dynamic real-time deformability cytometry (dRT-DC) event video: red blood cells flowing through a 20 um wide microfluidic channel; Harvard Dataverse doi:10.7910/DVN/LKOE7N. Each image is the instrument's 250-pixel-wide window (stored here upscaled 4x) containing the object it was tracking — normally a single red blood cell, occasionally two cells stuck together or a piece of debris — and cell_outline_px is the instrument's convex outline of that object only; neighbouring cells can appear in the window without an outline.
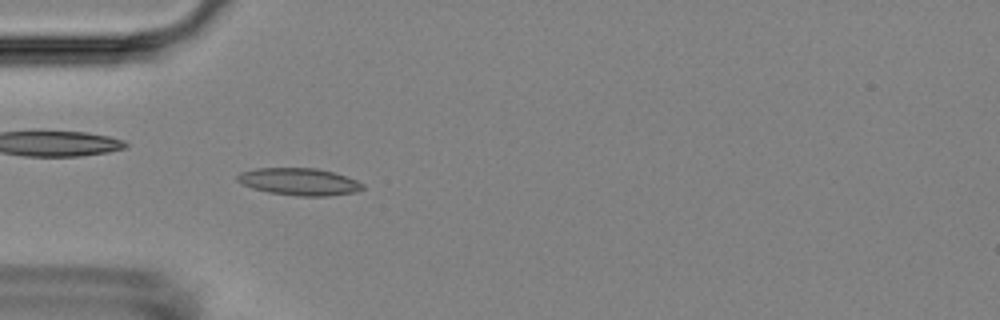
{"species": "Egyptian fruit bat (a non-hibernating species)", "species_latin": "Rousettus aegyptiacus", "temperature_condition": "room temperature", "stored_images_in_passage": 54, "camera_frame_rate_fps": 3000, "um_per_image_px": 0.085, "animal": {"sex": "female"}, "frame": {"image": 1, "passage_image": 16, "time_ms": 5.0, "image_size_px": [1000, 320], "cell_outline_px": [[364, 188], [356, 192], [328, 196], [296, 196], [268, 192], [252, 188], [240, 184], [236, 180], [236, 176], [240, 172], [256, 168], [316, 168], [332, 172], [356, 180], [364, 184]], "centroid_in_image_um": [25.39, 15.45], "position_along_channel_um": 59.6, "area_um2": 19.94}}
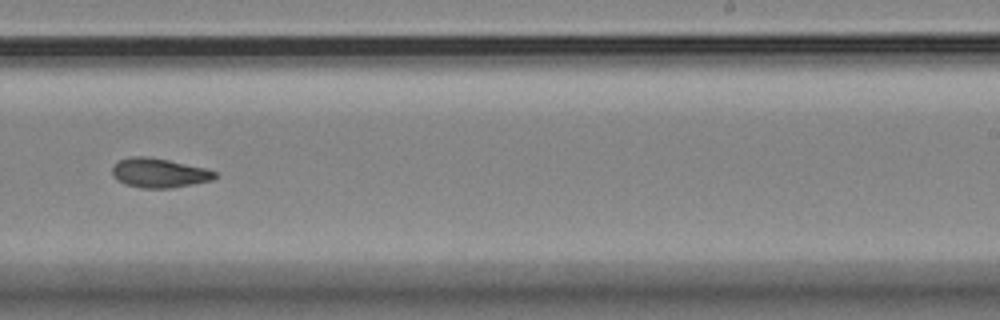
{"frame": {"image": 2, "passage_image": 34, "time_ms": 11.0, "image_size_px": [1000, 320], "cell_outline_px": [[216, 176], [212, 180], [172, 188], [140, 188], [124, 184], [116, 180], [112, 176], [112, 168], [120, 160], [132, 156], [144, 156], [168, 160], [204, 168], [216, 172]], "centroid_in_image_um": [13.48, 14.71], "position_along_channel_um": 275.5, "area_um2": 17.46}}
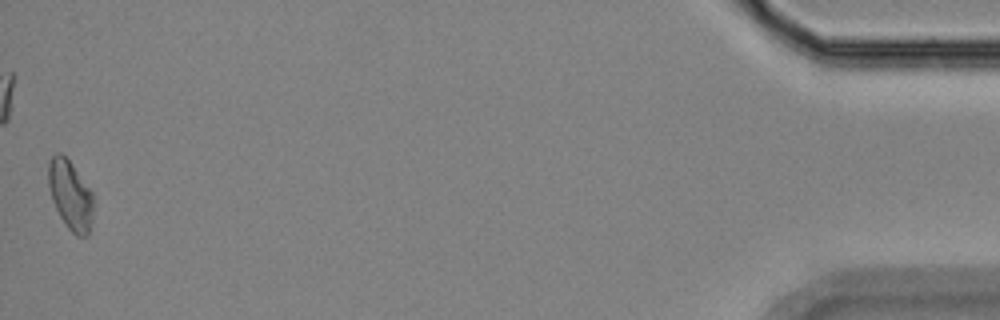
{"frame": {"image": 3, "passage_image": 54, "time_ms": 17.667, "image_size_px": [1000, 320], "cell_outline_px": [[92, 220], [88, 236], [76, 236], [64, 224], [52, 200], [48, 184], [48, 160], [56, 152], [60, 152], [72, 164], [92, 192]], "centroid_in_image_um": [5.96, 16.58], "position_along_channel_um": 429.2, "area_um2": 18.09}, "authors_computed_cell_mechanics": {"area_um2": 17.7735, "velocity_mm_per_s": 3.6401, "shape_relaxation_time_tau1_ms": 4.975, "shape_relaxation_time_tau2_ms": 3.7898, "deformation_change_tau1": 0.1431, "deformation_change_tau2": 0.09}}